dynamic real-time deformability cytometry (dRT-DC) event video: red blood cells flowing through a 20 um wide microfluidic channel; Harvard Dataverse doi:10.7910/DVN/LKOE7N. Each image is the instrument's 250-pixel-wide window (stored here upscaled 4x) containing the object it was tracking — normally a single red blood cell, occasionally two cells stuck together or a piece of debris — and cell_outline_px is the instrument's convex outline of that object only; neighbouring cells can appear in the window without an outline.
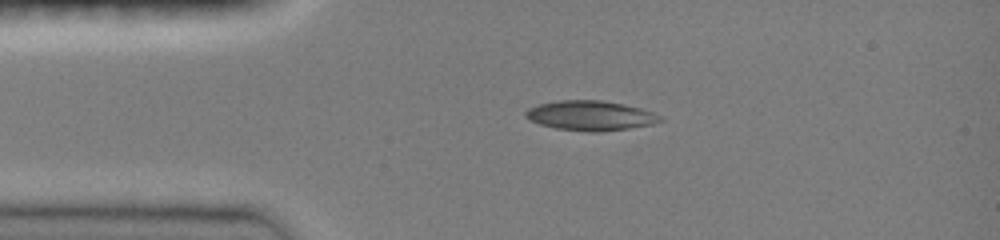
{"species": "common noctule bat (a hibernating species)", "species_latin": "Nyctalus noctula", "temperature_condition": "room temperature", "stored_images_in_passage": 7, "camera_frame_rate_fps": 3000, "um_per_image_px": 0.085, "animal": {"sex": "female", "body_mass_g": 19.0, "forearm_length_mm": 51.5}, "frame": {"image": 1, "passage_image": 1, "time_ms": 0.0, "image_size_px": [1000, 240], "cell_outline_px": [[664, 120], [652, 124], [628, 128], [596, 132], [592, 132], [556, 128], [540, 124], [528, 120], [524, 116], [524, 112], [528, 108], [540, 104], [560, 100], [600, 100], [624, 104], [640, 108], [652, 112], [660, 116]], "centroid_in_image_um": [50.16, 9.82], "position_along_channel_um": 34.8, "area_um2": 23.18}}